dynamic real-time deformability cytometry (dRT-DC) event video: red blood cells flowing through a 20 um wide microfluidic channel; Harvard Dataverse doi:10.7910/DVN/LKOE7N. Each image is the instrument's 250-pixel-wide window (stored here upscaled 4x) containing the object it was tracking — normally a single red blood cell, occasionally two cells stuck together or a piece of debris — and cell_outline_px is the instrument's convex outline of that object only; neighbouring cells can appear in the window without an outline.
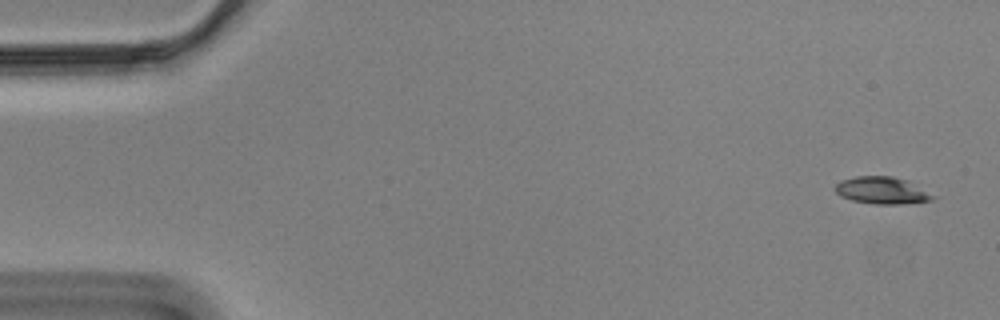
{"species": "Egyptian fruit bat (a non-hibernating species)", "species_latin": "Rousettus aegyptiacus", "temperature_condition": "cold", "stored_images_in_passage": 56, "camera_frame_rate_fps": 3000, "um_per_image_px": 0.085, "animal": {"sex": "male"}, "frame": {"image": 1, "passage_image": 1, "time_ms": 0.0, "image_size_px": [1000, 320], "cell_outline_px": [[936, 196], [932, 200], [900, 204], [876, 204], [852, 200], [840, 196], [832, 188], [840, 180], [856, 176], [892, 176], [908, 180]], "centroid_in_image_um": [74.94, 16.17], "position_along_channel_um": 10.1, "area_um2": 15.49}}
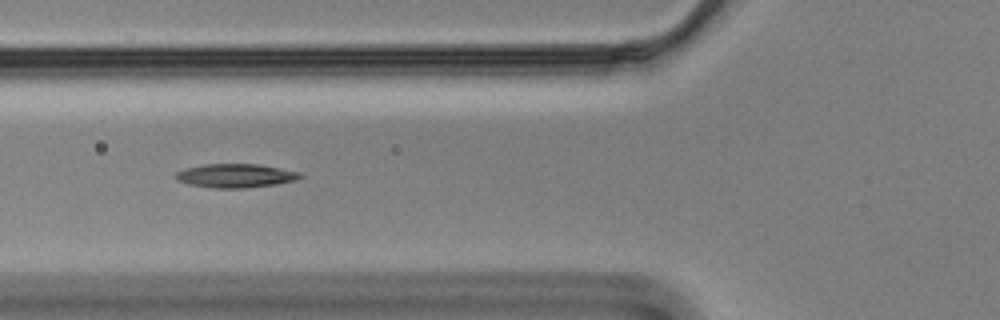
{"frame": {"image": 2, "passage_image": 20, "time_ms": 6.333, "image_size_px": [1000, 320], "cell_outline_px": [[304, 176], [296, 180], [276, 184], [244, 188], [212, 188], [188, 184], [176, 180], [172, 176], [176, 172], [184, 168], [204, 164], [260, 164], [300, 172]], "centroid_in_image_um": [19.98, 14.93], "position_along_channel_um": 105.8, "area_um2": 17.46}}
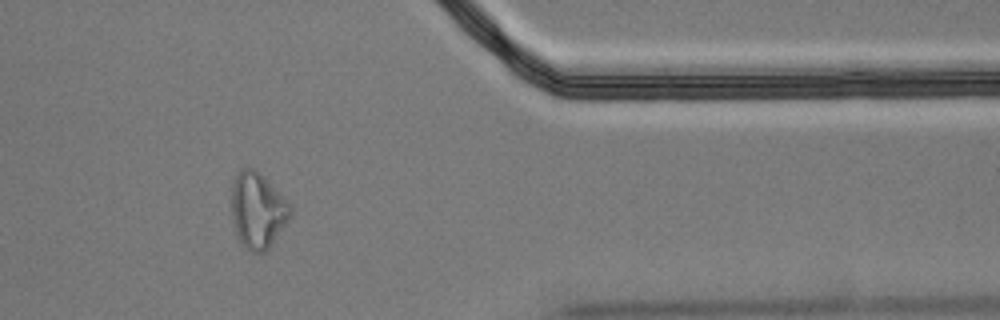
{"frame": {"image": 3, "passage_image": 46, "time_ms": 15.0, "image_size_px": [1000, 320], "cell_outline_px": [[292, 216], [268, 248], [264, 252], [252, 252], [240, 240], [236, 232], [232, 216], [232, 184], [240, 168], [252, 168], [288, 200], [292, 208]], "centroid_in_image_um": [21.92, 17.88], "position_along_channel_um": 389.5, "area_um2": 25.43}, "authors_computed_cell_mechanics": {"area_um2": 16.6464, "velocity_mm_per_s": 3.5004, "shape_relaxation_time_tau1_ms": null, "shape_relaxation_time_tau2_ms": 4.7982, "deformation_change_tau1": null, "deformation_change_tau2": 0.1392}}